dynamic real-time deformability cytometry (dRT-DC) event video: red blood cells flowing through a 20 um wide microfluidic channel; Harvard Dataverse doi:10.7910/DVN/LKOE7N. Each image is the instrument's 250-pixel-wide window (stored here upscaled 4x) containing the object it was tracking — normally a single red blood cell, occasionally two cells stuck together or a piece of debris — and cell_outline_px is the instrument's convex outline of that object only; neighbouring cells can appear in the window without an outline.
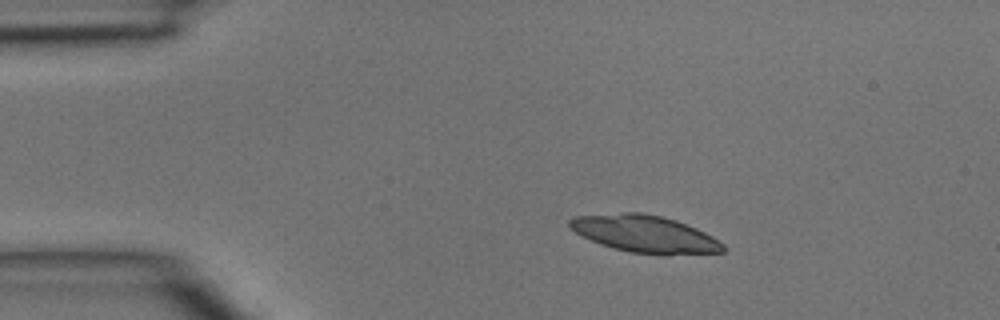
{"species": "common noctule bat (a hibernating species)", "species_latin": "Nyctalus noctula", "temperature_condition": "room temperature", "stored_images_in_passage": 3, "camera_frame_rate_fps": 3000, "um_per_image_px": 0.085, "animal": {"sex": "male", "body_mass_g": 15.6}, "frame": {"image": 1, "passage_image": 2, "time_ms": 0.333, "image_size_px": [1000, 320], "cell_outline_px": [[724, 252], [664, 256], [628, 252], [612, 248], [600, 244], [568, 228], [568, 220], [572, 216], [624, 212], [640, 212], [660, 216], [676, 220], [696, 228], [712, 236], [724, 244]], "centroid_in_image_um": [54.81, 19.9], "position_along_channel_um": 30.2, "area_um2": 33.64}}